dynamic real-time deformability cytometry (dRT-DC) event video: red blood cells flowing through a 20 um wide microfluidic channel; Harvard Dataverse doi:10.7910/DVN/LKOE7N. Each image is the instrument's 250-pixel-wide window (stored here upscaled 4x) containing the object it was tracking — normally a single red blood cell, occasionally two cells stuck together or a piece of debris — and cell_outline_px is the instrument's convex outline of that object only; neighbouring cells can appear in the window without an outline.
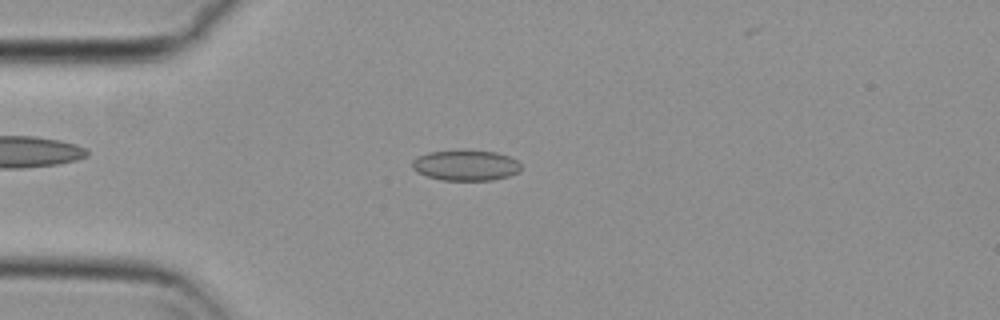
{"species": "common noctule bat (a hibernating species)", "species_latin": "Nyctalus noctula", "temperature_condition": "cold", "stored_images_in_passage": 50, "camera_frame_rate_fps": 3000, "um_per_image_px": 0.085, "animal": {"sex": "female", "body_mass_g": 29.2, "forearm_length_mm": 56.3}, "frame": {"image": 1, "passage_image": 14, "time_ms": 4.333, "image_size_px": [1000, 320], "cell_outline_px": [[520, 172], [508, 176], [492, 180], [440, 180], [416, 172], [412, 168], [412, 160], [416, 156], [428, 152], [464, 148], [468, 148], [496, 152], [508, 156], [516, 160], [520, 164]], "centroid_in_image_um": [39.55, 14.01], "position_along_channel_um": 45.4, "area_um2": 20.0}}
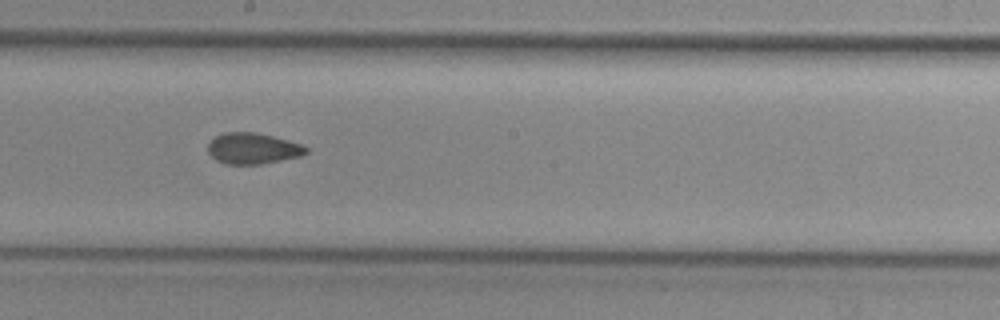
{"frame": {"image": 2, "passage_image": 30, "time_ms": 9.667, "image_size_px": [1000, 320], "cell_outline_px": [[308, 152], [300, 156], [260, 164], [224, 164], [216, 160], [208, 152], [208, 144], [216, 136], [224, 132], [256, 132], [288, 140], [300, 144], [308, 148]], "centroid_in_image_um": [21.47, 12.62], "position_along_channel_um": 226.7, "area_um2": 17.63}}
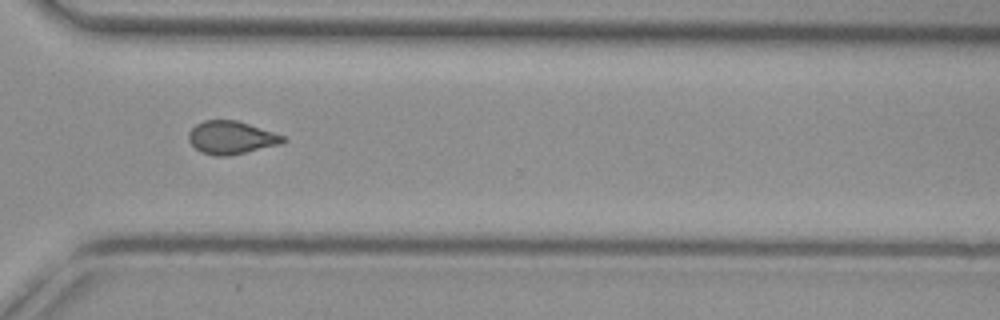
{"frame": {"image": 3, "passage_image": 40, "time_ms": 13.0, "image_size_px": [1000, 320], "cell_outline_px": [[284, 144], [228, 156], [216, 156], [200, 152], [188, 140], [188, 132], [196, 124], [204, 120], [236, 120], [284, 136]], "centroid_in_image_um": [19.63, 11.71], "position_along_channel_um": 351.0, "area_um2": 18.09}, "authors_computed_cell_mechanics": {"area_um2": 18.5249, "velocity_mm_per_s": 3.7299, "shape_relaxation_time_tau1_ms": null, "shape_relaxation_time_tau2_ms": 1.7915, "deformation_change_tau1": null, "deformation_change_tau2": 0.0578}}